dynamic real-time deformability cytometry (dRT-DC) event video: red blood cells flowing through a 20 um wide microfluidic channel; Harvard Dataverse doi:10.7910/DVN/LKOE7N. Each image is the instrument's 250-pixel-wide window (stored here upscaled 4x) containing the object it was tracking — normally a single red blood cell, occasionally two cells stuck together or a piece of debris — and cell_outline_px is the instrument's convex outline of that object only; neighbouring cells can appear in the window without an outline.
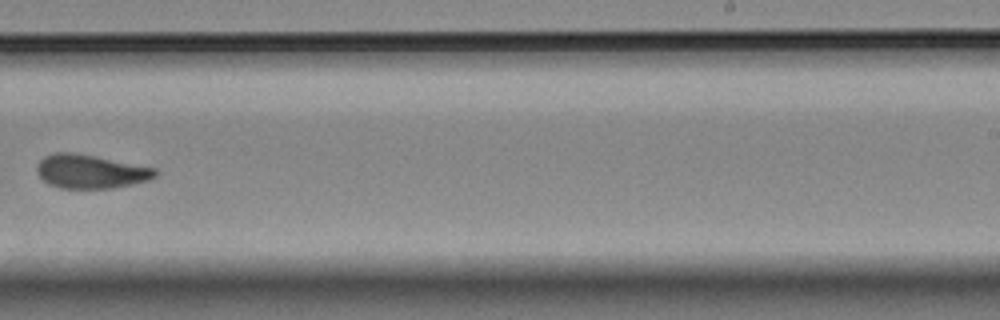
{"species": "Egyptian fruit bat (a non-hibernating species)", "species_latin": "Rousettus aegyptiacus", "temperature_condition": "room temperature", "stored_images_in_passage": 10, "segment_of_instrument_passage": [2, 2], "camera_frame_rate_fps": 3000, "um_per_image_px": 0.085, "animal": {"sex": "female"}, "frame": {"image": 1, "passage_image": 10, "time_ms": 3.0, "image_size_px": [1000, 320], "cell_outline_px": [[160, 172], [156, 176], [148, 180], [132, 184], [112, 188], [60, 188], [48, 184], [40, 176], [36, 168], [40, 160], [44, 156], [56, 152], [72, 152], [156, 168]], "centroid_in_image_um": [7.71, 14.58], "position_along_channel_um": 281.3, "area_um2": 23.12}}